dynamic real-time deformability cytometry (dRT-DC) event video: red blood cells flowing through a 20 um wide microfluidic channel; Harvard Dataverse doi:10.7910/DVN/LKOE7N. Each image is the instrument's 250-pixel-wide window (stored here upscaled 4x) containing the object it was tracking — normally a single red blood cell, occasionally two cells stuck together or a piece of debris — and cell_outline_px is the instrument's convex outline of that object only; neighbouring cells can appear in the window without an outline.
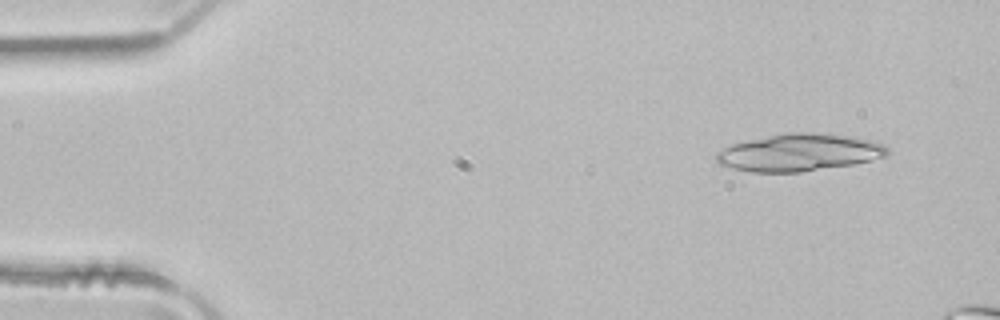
{"species": "common noctule bat (a hibernating species)", "species_latin": "Nyctalus noctula", "temperature_condition": "room temperature", "stored_images_in_passage": 18, "camera_frame_rate_fps": 3000, "um_per_image_px": 0.085, "animal": {"sex": "male", "body_mass_g": 21.5, "forearm_length_mm": 52.0}, "frame": {"image": 1, "passage_image": 3, "time_ms": 0.667, "image_size_px": [1000, 320], "cell_outline_px": [[888, 156], [872, 160], [852, 164], [800, 172], [752, 172], [732, 168], [720, 164], [716, 160], [716, 152], [732, 144], [748, 140], [788, 132], [816, 132], [856, 136], [872, 140], [884, 144], [888, 148]], "centroid_in_image_um": [67.98, 12.95], "position_along_channel_um": 17.0, "area_um2": 37.34}}